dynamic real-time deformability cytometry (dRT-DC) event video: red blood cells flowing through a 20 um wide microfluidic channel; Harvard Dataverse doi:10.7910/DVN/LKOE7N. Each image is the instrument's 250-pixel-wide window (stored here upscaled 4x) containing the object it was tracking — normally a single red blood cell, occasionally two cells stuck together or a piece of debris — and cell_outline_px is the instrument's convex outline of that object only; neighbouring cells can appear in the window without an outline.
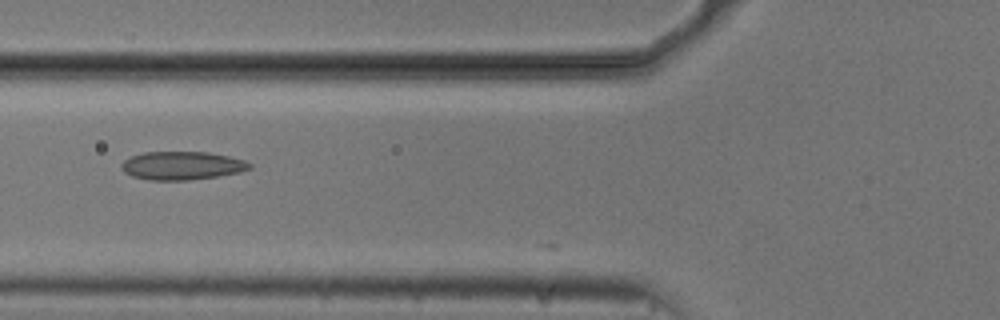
{"species": "common noctule bat (a hibernating species)", "species_latin": "Nyctalus noctula", "temperature_condition": "cold", "stored_images_in_passage": 3, "camera_frame_rate_fps": 3000, "um_per_image_px": 0.085, "animal": {"sex": "male", "body_mass_g": 20.5, "forearm_length_mm": 52.5}, "frame": {"image": 1, "passage_image": 2, "time_ms": 0.333, "image_size_px": [1000, 320], "cell_outline_px": [[252, 168], [240, 172], [216, 176], [188, 180], [148, 180], [132, 176], [124, 172], [120, 168], [120, 164], [124, 160], [132, 156], [144, 152], [208, 152], [228, 156], [244, 160], [252, 164]], "centroid_in_image_um": [15.45, 14.08], "position_along_channel_um": 110.4, "area_um2": 21.15}}